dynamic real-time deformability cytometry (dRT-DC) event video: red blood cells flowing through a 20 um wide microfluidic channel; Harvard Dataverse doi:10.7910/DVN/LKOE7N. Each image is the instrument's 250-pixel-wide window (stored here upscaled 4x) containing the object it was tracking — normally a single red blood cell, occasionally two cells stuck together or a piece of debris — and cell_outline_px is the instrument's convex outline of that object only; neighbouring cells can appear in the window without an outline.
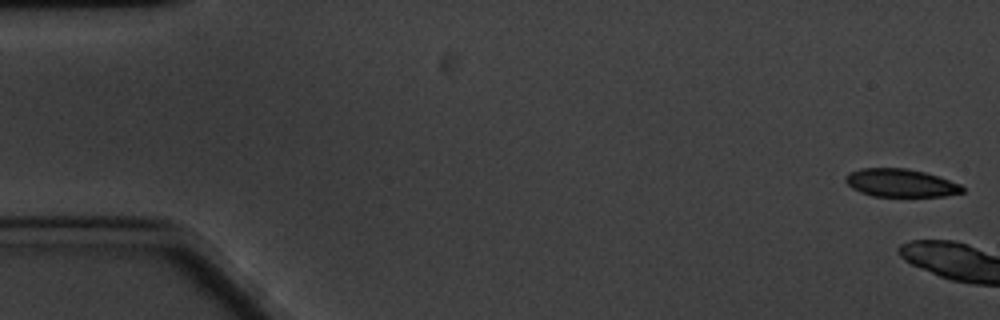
{"species": "common noctule bat (a hibernating species)", "species_latin": "Nyctalus noctula", "temperature_condition": "cold", "stored_images_in_passage": 10, "camera_frame_rate_fps": 3000, "um_per_image_px": 0.085, "animal": {"sex": "male", "body_mass_g": 20.1, "forearm_length_mm": 53.5}, "frame": {"image": 1, "passage_image": 1, "time_ms": 0.0, "image_size_px": [1000, 320], "cell_outline_px": [[964, 192], [944, 196], [872, 196], [860, 192], [852, 188], [844, 180], [844, 176], [848, 172], [860, 168], [908, 168], [924, 172], [960, 184], [964, 188]], "centroid_in_image_um": [76.5, 15.54], "position_along_channel_um": 8.5, "area_um2": 19.07}}